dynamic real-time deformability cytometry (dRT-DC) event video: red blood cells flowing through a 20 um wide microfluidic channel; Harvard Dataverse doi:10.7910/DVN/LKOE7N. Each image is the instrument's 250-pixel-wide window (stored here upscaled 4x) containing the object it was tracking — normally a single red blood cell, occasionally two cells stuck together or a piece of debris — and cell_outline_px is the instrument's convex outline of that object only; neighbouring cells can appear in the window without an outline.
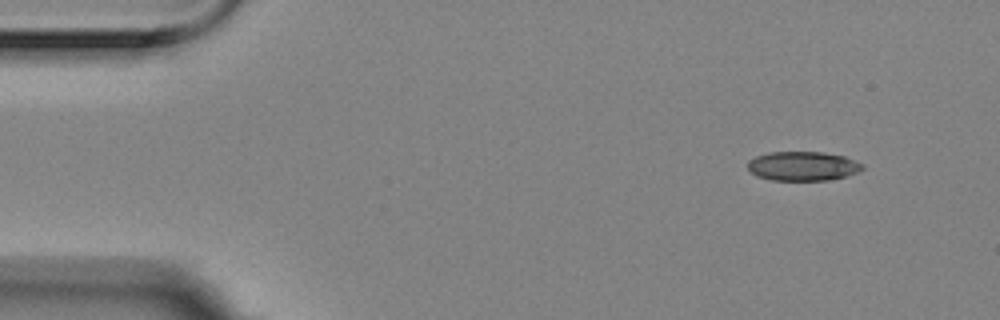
{"species": "Egyptian fruit bat (a non-hibernating species)", "species_latin": "Rousettus aegyptiacus", "temperature_condition": "room temperature", "stored_images_in_passage": 52, "camera_frame_rate_fps": 3000, "um_per_image_px": 0.085, "animal": {"sex": "female"}, "frame": {"image": 1, "passage_image": 1, "time_ms": 0.0, "image_size_px": [1000, 320], "cell_outline_px": [[864, 168], [856, 172], [844, 176], [828, 180], [772, 180], [756, 176], [748, 168], [748, 160], [756, 156], [768, 152], [824, 152], [844, 156], [864, 164]], "centroid_in_image_um": [68.22, 14.11], "position_along_channel_um": 16.8, "area_um2": 19.48}}
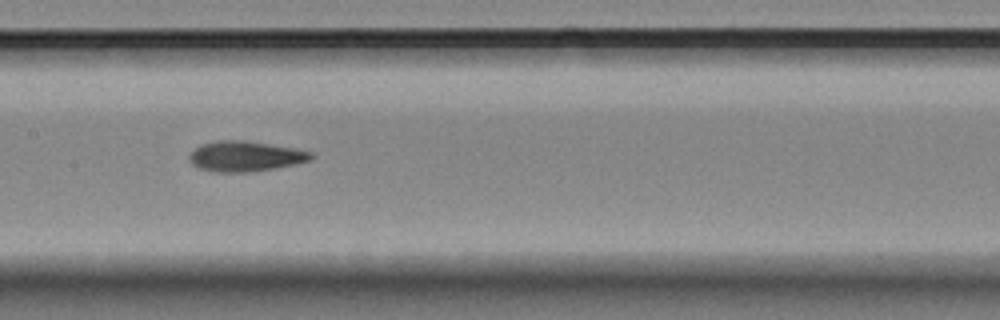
{"frame": {"image": 2, "passage_image": 23, "time_ms": 7.333, "image_size_px": [1000, 320], "cell_outline_px": [[312, 156], [308, 160], [292, 164], [272, 168], [244, 172], [220, 172], [200, 168], [192, 164], [188, 156], [200, 144], [216, 140], [244, 140], [292, 148], [312, 152]], "centroid_in_image_um": [20.78, 13.27], "position_along_channel_um": 186.6, "area_um2": 20.92}}
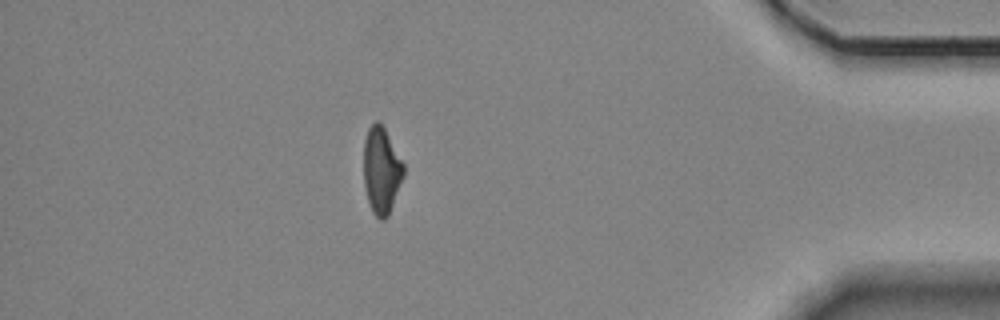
{"frame": {"image": 3, "passage_image": 45, "time_ms": 14.667, "image_size_px": [1000, 320], "cell_outline_px": [[404, 176], [388, 216], [384, 220], [380, 220], [372, 212], [368, 200], [364, 184], [364, 140], [368, 128], [376, 120], [380, 120], [404, 164]], "centroid_in_image_um": [32.42, 14.47], "position_along_channel_um": 402.8, "area_um2": 20.17}, "authors_computed_cell_mechanics": {"area_um2": 20.7502, "velocity_mm_per_s": 3.5308, "shape_relaxation_time_tau1_ms": 7.5105, "shape_relaxation_time_tau2_ms": 1.966, "deformation_change_tau1": 0.2121, "deformation_change_tau2": 0.0937}}